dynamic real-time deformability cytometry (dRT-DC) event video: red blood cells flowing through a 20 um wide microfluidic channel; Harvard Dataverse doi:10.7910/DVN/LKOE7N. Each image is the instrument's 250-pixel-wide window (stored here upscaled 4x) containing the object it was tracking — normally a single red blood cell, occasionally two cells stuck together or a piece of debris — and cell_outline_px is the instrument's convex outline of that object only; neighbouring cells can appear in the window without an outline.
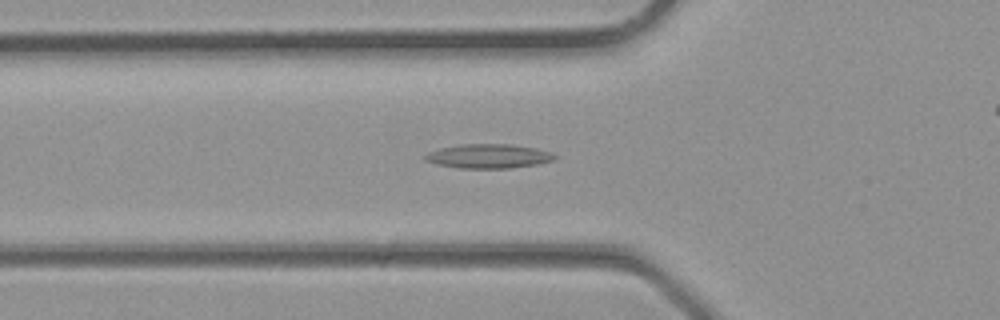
{"species": "common noctule bat (a hibernating species)", "species_latin": "Nyctalus noctula", "temperature_condition": "room temperature", "stored_images_in_passage": 29, "camera_frame_rate_fps": 3000, "um_per_image_px": 0.085, "animal": {"sex": "male", "body_mass_g": 23.1, "forearm_length_mm": 52.7}, "frame": {"image": 1, "passage_image": 6, "time_ms": 1.667, "image_size_px": [1000, 320], "cell_outline_px": [[556, 160], [536, 164], [508, 168], [460, 168], [436, 164], [424, 160], [424, 156], [428, 152], [440, 148], [460, 144], [512, 144], [536, 148], [552, 152], [556, 156]], "centroid_in_image_um": [41.53, 13.27], "position_along_channel_um": 84.3, "area_um2": 18.32}}
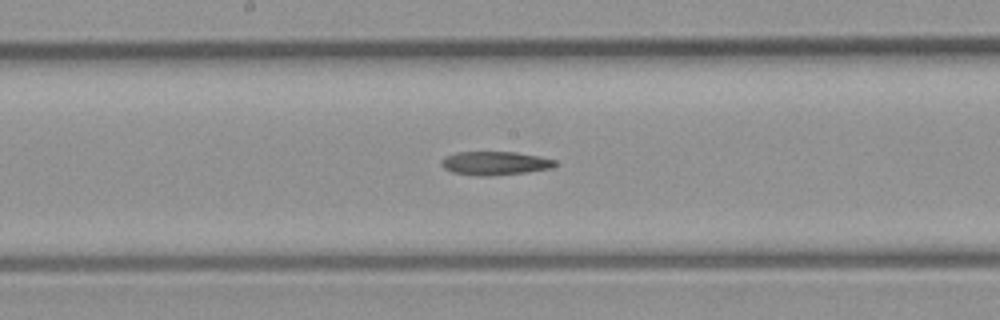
{"frame": {"image": 2, "passage_image": 12, "time_ms": 3.667, "image_size_px": [1000, 320], "cell_outline_px": [[560, 164], [552, 168], [528, 172], [488, 176], [476, 176], [452, 172], [444, 168], [440, 164], [440, 160], [444, 156], [456, 152], [516, 152], [540, 156], [556, 160]], "centroid_in_image_um": [42.09, 13.87], "position_along_channel_um": 206.1, "area_um2": 15.95}}
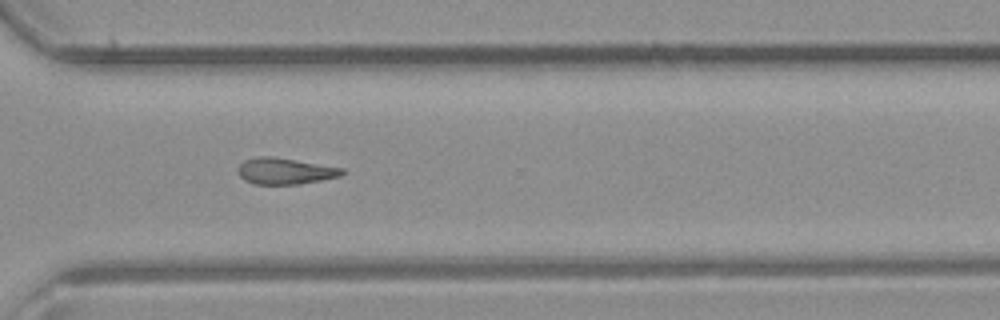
{"frame": {"image": 3, "passage_image": 19, "time_ms": 6.0, "image_size_px": [1000, 320], "cell_outline_px": [[344, 172], [340, 176], [300, 184], [252, 184], [244, 180], [236, 172], [236, 168], [244, 160], [256, 156], [272, 156], [344, 168]], "centroid_in_image_um": [24.16, 14.54], "position_along_channel_um": 346.4, "area_um2": 16.07}}